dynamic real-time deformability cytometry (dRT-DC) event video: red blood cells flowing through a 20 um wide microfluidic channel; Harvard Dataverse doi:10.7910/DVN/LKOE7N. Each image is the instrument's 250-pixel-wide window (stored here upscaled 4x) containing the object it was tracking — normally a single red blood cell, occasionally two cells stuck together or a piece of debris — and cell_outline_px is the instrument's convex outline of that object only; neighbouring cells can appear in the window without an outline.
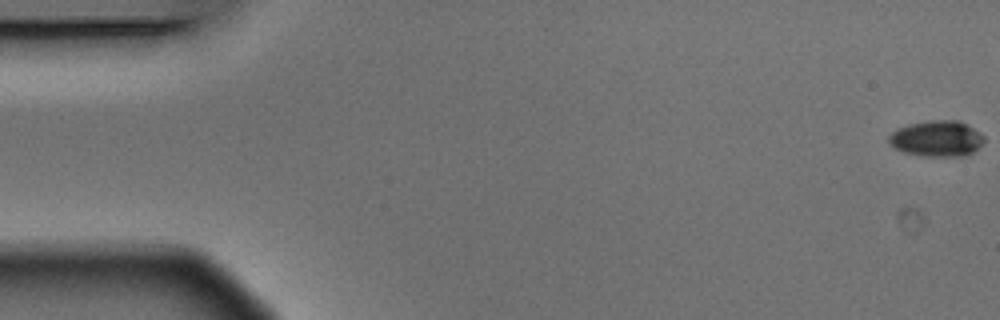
{"species": "Egyptian fruit bat (a non-hibernating species)", "species_latin": "Rousettus aegyptiacus", "temperature_condition": "warm", "stored_images_in_passage": 7, "camera_frame_rate_fps": 3000, "um_per_image_px": 0.085, "animal": {"sex": "male"}, "frame": {"image": 1, "passage_image": 1, "time_ms": 0.0, "image_size_px": [1000, 320], "cell_outline_px": [[984, 140], [972, 152], [964, 156], [920, 156], [904, 152], [896, 148], [888, 140], [888, 136], [896, 128], [908, 124], [928, 120], [960, 120], [968, 124], [984, 136]], "centroid_in_image_um": [79.61, 11.76], "position_along_channel_um": 5.4, "area_um2": 19.94}}
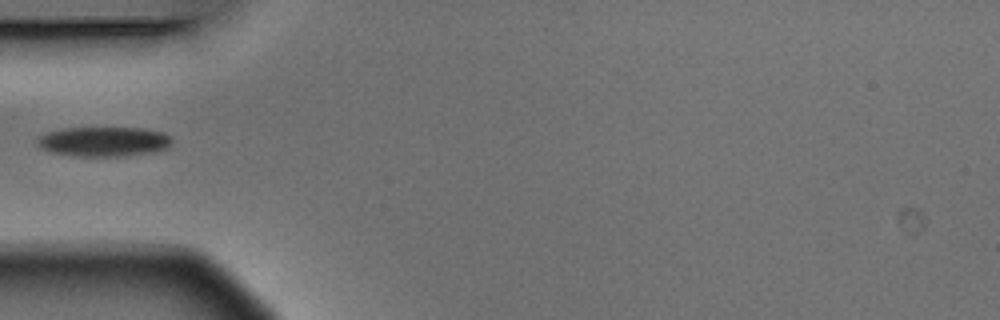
{"frame": {"image": 2, "passage_image": 6, "time_ms": 1.667, "image_size_px": [1000, 320], "cell_outline_px": [[172, 140], [168, 148], [152, 152], [124, 156], [72, 156], [52, 152], [40, 148], [36, 144], [36, 140], [40, 136], [48, 132], [64, 128], [140, 128], [160, 132], [168, 136]], "centroid_in_image_um": [8.77, 12.04], "position_along_channel_um": 76.2, "area_um2": 23.18}}
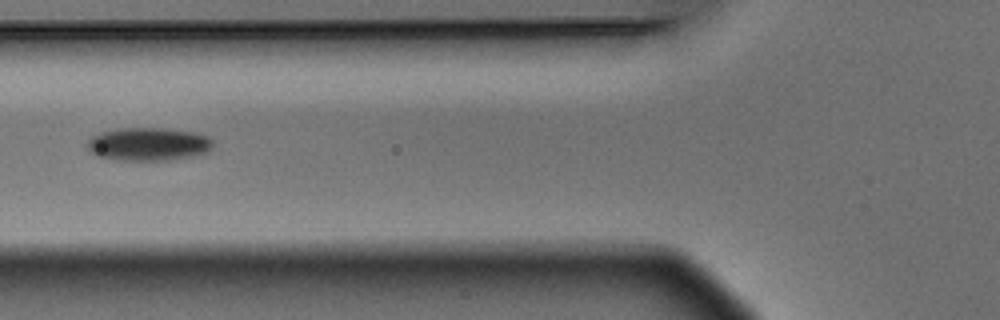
{"frame": {"image": 3, "passage_image": 7, "time_ms": 2.0, "image_size_px": [1000, 320], "cell_outline_px": [[212, 148], [208, 152], [192, 156], [172, 160], [116, 160], [100, 156], [92, 152], [88, 148], [88, 140], [92, 136], [100, 132], [116, 128], [164, 128], [200, 132], [212, 136]], "centroid_in_image_um": [12.68, 12.23], "position_along_channel_um": 113.1, "area_um2": 24.62}}